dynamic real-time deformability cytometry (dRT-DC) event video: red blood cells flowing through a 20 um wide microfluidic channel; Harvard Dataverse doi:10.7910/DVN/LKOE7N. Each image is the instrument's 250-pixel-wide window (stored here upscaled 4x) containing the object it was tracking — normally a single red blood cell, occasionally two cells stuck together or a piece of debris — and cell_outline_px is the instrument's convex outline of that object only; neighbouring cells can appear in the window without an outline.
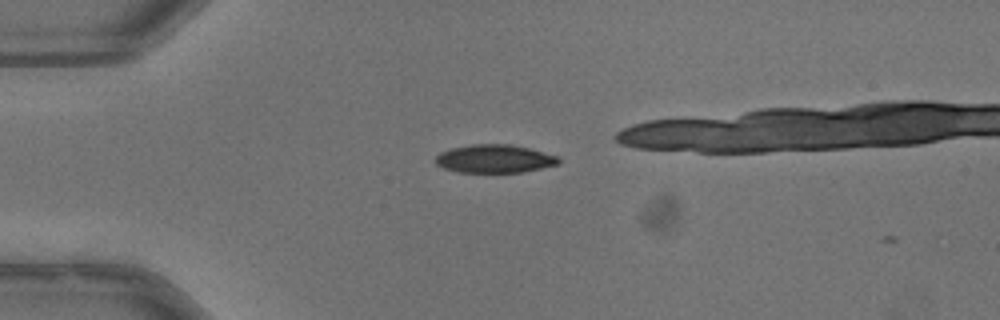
{"species": "common noctule bat (a hibernating species)", "species_latin": "Nyctalus noctula", "temperature_condition": "warm", "stored_images_in_passage": 2, "camera_frame_rate_fps": 3000, "um_per_image_px": 0.085, "animal": {"sex": "male", "body_mass_g": 13.3}, "frame": {"image": 1, "passage_image": 1, "time_ms": 0.0, "image_size_px": [1000, 320], "cell_outline_px": [[560, 160], [556, 164], [540, 168], [520, 172], [456, 172], [444, 168], [436, 164], [436, 156], [440, 152], [452, 148], [472, 144], [508, 144], [528, 148], [556, 156]], "centroid_in_image_um": [41.97, 13.49], "position_along_channel_um": 43.0, "area_um2": 19.88}}